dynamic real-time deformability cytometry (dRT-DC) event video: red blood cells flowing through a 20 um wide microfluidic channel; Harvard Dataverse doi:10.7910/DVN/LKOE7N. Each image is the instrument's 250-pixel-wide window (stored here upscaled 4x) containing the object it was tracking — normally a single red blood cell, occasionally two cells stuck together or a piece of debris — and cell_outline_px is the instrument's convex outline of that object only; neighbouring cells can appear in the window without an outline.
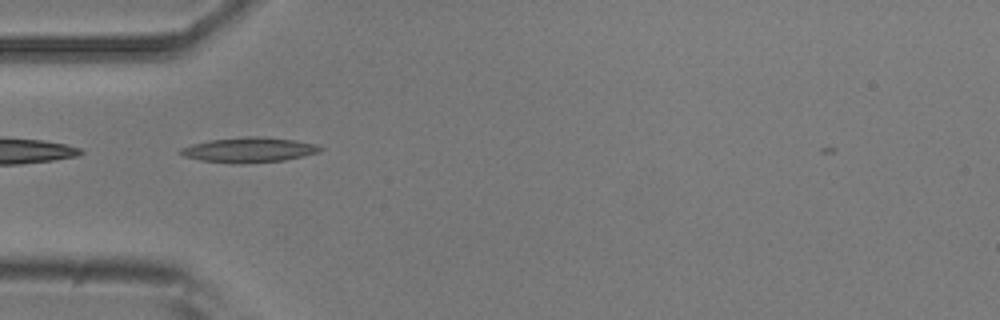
{"species": "common noctule bat (a hibernating species)", "species_latin": "Nyctalus noctula", "temperature_condition": "room temperature", "stored_images_in_passage": 26, "camera_frame_rate_fps": 3000, "um_per_image_px": 0.085, "animal": {"sex": "male", "body_mass_g": 20.5, "forearm_length_mm": 52.5}, "frame": {"image": 1, "passage_image": 1, "time_ms": 0.0, "image_size_px": [1000, 320], "cell_outline_px": [[324, 148], [320, 152], [304, 156], [284, 160], [240, 164], [200, 160], [184, 156], [176, 152], [180, 148], [192, 144], [208, 140], [244, 136], [264, 136], [296, 140], [316, 144]], "centroid_in_image_um": [21.16, 12.73], "position_along_channel_um": 63.8, "area_um2": 20.63}}
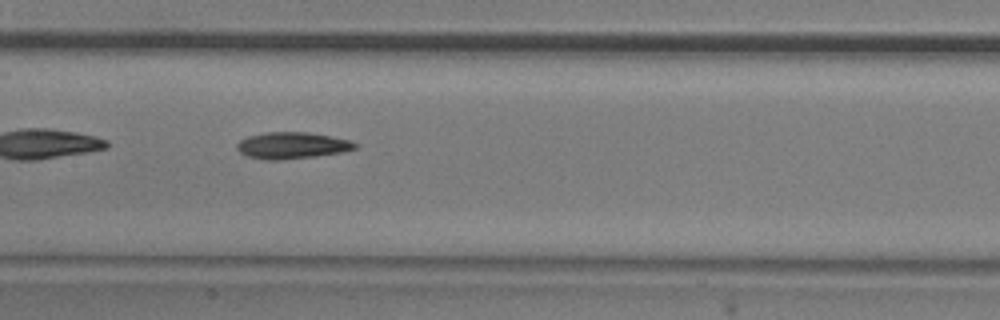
{"frame": {"image": 2, "passage_image": 10, "time_ms": 3.0, "image_size_px": [1000, 320], "cell_outline_px": [[356, 148], [344, 152], [316, 156], [280, 160], [264, 160], [248, 156], [240, 152], [236, 148], [236, 144], [240, 140], [248, 136], [264, 132], [308, 132], [352, 140], [356, 144]], "centroid_in_image_um": [24.82, 12.36], "position_along_channel_um": 182.6, "area_um2": 18.38}}
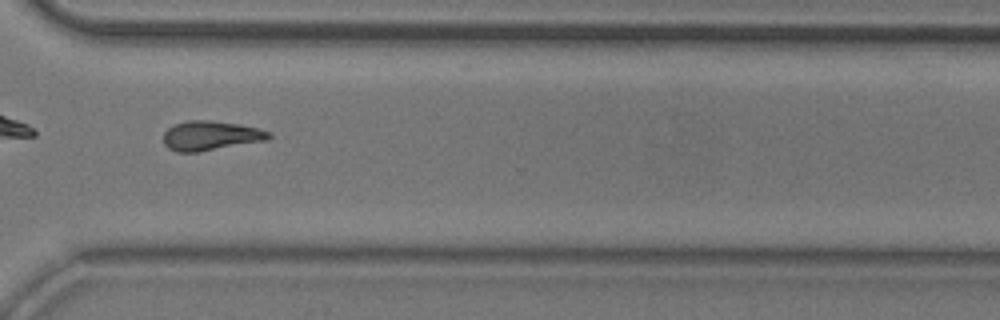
{"frame": {"image": 3, "passage_image": 23, "time_ms": 7.333, "image_size_px": [1000, 320], "cell_outline_px": [[272, 136], [268, 140], [196, 152], [176, 152], [168, 148], [164, 144], [164, 132], [168, 128], [176, 124], [188, 120], [208, 120], [240, 124], [260, 128], [272, 132]], "centroid_in_image_um": [17.94, 11.53], "position_along_channel_um": 352.7, "area_um2": 18.15}}